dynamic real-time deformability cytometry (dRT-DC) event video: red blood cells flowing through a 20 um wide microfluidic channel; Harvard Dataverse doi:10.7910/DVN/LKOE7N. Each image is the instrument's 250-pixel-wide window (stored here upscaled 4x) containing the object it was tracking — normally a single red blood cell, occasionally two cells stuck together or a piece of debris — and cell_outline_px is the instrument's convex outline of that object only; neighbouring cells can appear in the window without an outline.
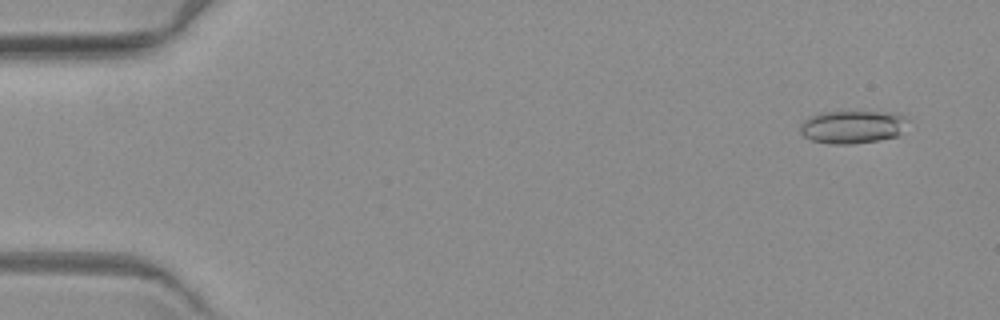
{"species": "common noctule bat (a hibernating species)", "species_latin": "Nyctalus noctula", "temperature_condition": "warm", "stored_images_in_passage": 6, "camera_frame_rate_fps": 3000, "um_per_image_px": 0.085, "animal": {"sex": "female", "body_mass_g": 19.3, "forearm_length_mm": 54.1}, "frame": {"image": 1, "passage_image": 2, "time_ms": 1.0, "image_size_px": [1000, 320], "cell_outline_px": [[904, 116], [900, 136], [880, 140], [852, 144], [828, 144], [812, 140], [804, 136], [800, 132], [800, 124], [808, 116], [820, 112], [892, 112]], "centroid_in_image_um": [72.38, 10.79], "position_along_channel_um": 12.6, "area_um2": 20.58}}
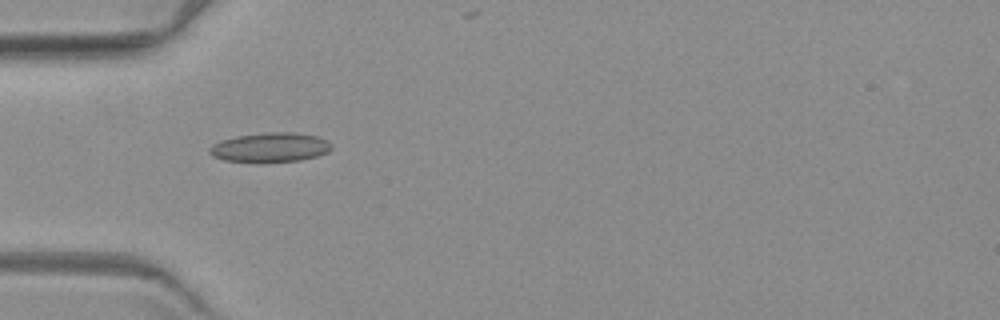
{"frame": {"image": 2, "passage_image": 6, "time_ms": 6.0, "image_size_px": [1000, 320], "cell_outline_px": [[332, 148], [328, 152], [316, 156], [300, 160], [224, 160], [212, 156], [208, 152], [208, 148], [212, 144], [220, 140], [236, 136], [268, 132], [292, 132], [316, 136], [328, 140], [332, 144]], "centroid_in_image_um": [22.97, 12.49], "position_along_channel_um": 62.0, "area_um2": 20.4}}